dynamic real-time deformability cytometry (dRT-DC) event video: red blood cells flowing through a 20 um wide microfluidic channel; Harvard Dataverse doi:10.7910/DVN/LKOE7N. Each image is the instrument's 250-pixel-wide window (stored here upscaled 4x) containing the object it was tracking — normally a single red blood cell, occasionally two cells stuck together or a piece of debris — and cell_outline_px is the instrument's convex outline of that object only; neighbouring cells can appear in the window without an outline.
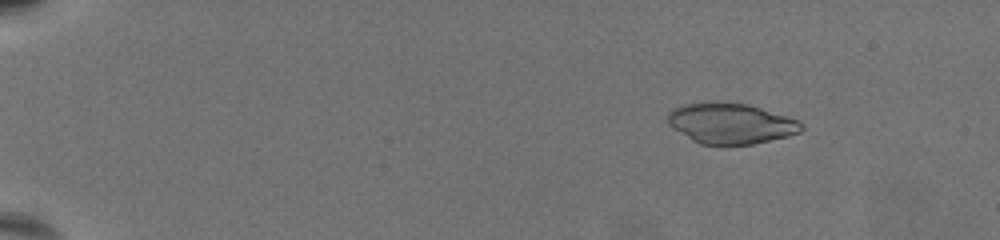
{"species": "common noctule bat (a hibernating species)", "species_latin": "Nyctalus noctula", "temperature_condition": "warm", "stored_images_in_passage": 70, "camera_frame_rate_fps": 3000, "um_per_image_px": 0.085, "animal": {"sex": "female", "body_mass_g": 19.5, "forearm_length_mm": 54.1}, "frame": {"image": 1, "passage_image": 11, "time_ms": 3.333, "image_size_px": [1000, 240], "cell_outline_px": [[804, 128], [800, 132], [788, 136], [752, 144], [724, 148], [700, 144], [692, 140], [672, 128], [664, 120], [664, 116], [672, 108], [684, 104], [716, 100], [720, 100], [748, 104], [788, 116], [804, 124]], "centroid_in_image_um": [62.05, 10.5], "position_along_channel_um": 23.0, "area_um2": 32.95}}
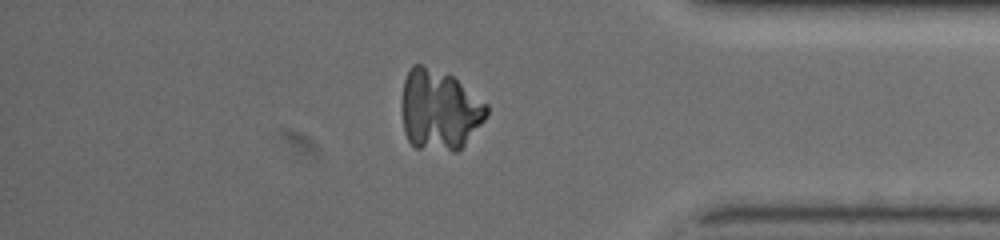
{"frame": {"image": 2, "passage_image": 61, "time_ms": 20.0, "image_size_px": [1000, 240], "cell_outline_px": [[488, 116], [464, 144], [456, 152], [452, 152], [416, 148], [408, 140], [404, 132], [400, 108], [404, 80], [412, 64], [420, 64], [452, 76], [488, 104]], "centroid_in_image_um": [37.32, 9.36], "position_along_channel_um": 397.9, "area_um2": 40.06}}
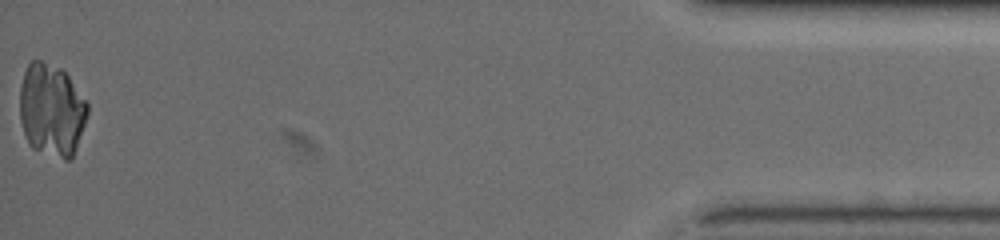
{"frame": {"image": 3, "passage_image": 70, "time_ms": 23.0, "image_size_px": [1000, 240], "cell_outline_px": [[88, 116], [72, 160], [64, 160], [32, 148], [28, 144], [20, 120], [20, 88], [24, 72], [28, 64], [32, 60], [40, 60], [60, 68], [68, 76], [88, 104]], "centroid_in_image_um": [4.38, 9.38], "position_along_channel_um": 430.8, "area_um2": 36.7}}